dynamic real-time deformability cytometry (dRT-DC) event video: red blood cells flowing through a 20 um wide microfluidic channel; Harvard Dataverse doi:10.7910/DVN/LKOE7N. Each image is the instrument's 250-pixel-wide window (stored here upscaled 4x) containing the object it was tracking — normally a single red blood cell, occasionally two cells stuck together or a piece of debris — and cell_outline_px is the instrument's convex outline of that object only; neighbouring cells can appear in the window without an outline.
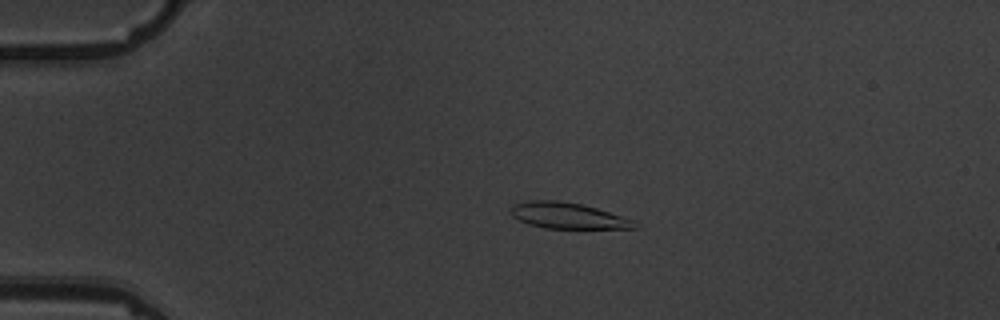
{"species": "common noctule bat (a hibernating species)", "species_latin": "Nyctalus noctula", "temperature_condition": "warm", "stored_images_in_passage": 6, "camera_frame_rate_fps": 3000, "um_per_image_px": 0.085, "animal": {"sex": "male", "body_mass_g": 19.5, "forearm_length_mm": 54.6}, "frame": {"image": 1, "passage_image": 3, "time_ms": 2.333, "image_size_px": [1000, 320], "cell_outline_px": [[640, 224], [636, 228], [544, 228], [528, 224], [512, 216], [512, 204], [528, 200], [556, 200], [584, 204], [636, 220]], "centroid_in_image_um": [48.31, 18.32], "position_along_channel_um": 36.7, "area_um2": 18.9}}
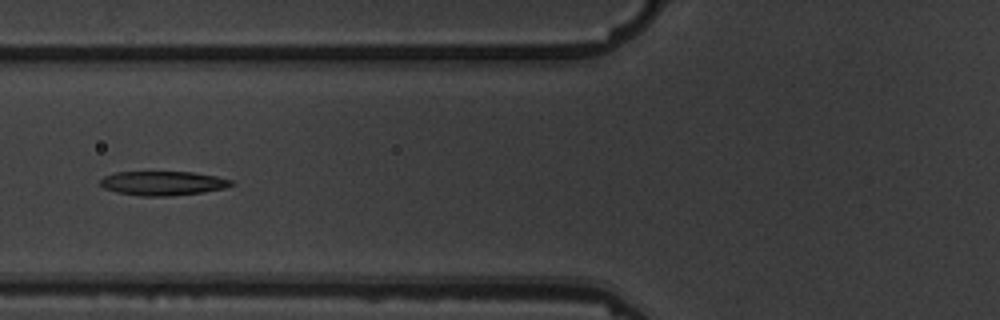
{"frame": {"image": 2, "passage_image": 6, "time_ms": 5.667, "image_size_px": [1000, 320], "cell_outline_px": [[236, 184], [224, 188], [200, 192], [172, 196], [140, 196], [116, 192], [104, 188], [100, 184], [100, 180], [104, 176], [116, 172], [192, 172], [216, 176], [232, 180]], "centroid_in_image_um": [13.84, 15.57], "position_along_channel_um": 112.0, "area_um2": 18.44}}